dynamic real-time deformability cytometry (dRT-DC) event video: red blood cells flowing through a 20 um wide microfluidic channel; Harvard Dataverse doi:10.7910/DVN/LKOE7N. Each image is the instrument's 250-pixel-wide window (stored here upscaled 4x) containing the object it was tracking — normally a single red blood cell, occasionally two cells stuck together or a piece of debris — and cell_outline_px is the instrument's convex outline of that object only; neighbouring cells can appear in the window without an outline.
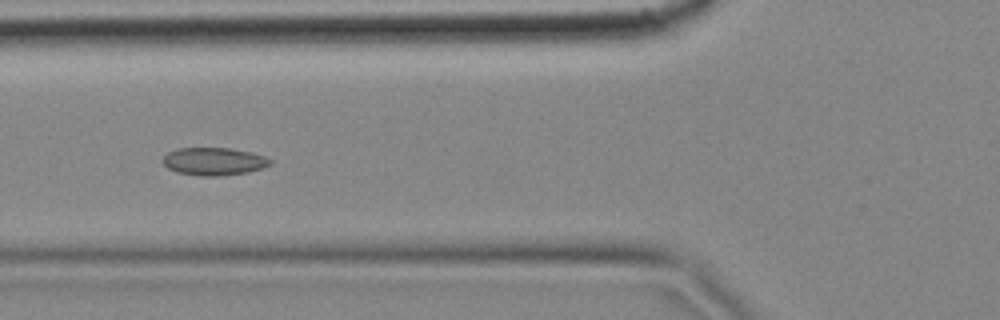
{"species": "common noctule bat (a hibernating species)", "species_latin": "Nyctalus noctula", "temperature_condition": "cold", "stored_images_in_passage": 10, "camera_frame_rate_fps": 3000, "um_per_image_px": 0.085, "animal": {"sex": "female", "body_mass_g": 18.4}, "frame": {"image": 1, "passage_image": 6, "time_ms": 1.667, "image_size_px": [1000, 320], "cell_outline_px": [[272, 164], [264, 168], [248, 172], [220, 176], [200, 176], [176, 172], [168, 168], [160, 160], [168, 152], [176, 148], [232, 148], [252, 152], [264, 156], [272, 160]], "centroid_in_image_um": [18.19, 13.72], "position_along_channel_um": 107.6, "area_um2": 17.63}}
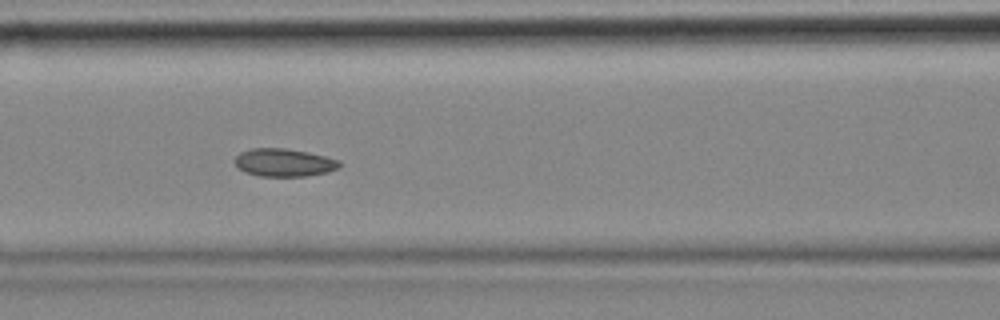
{"frame": {"image": 2, "passage_image": 7, "time_ms": 2.0, "image_size_px": [1000, 320], "cell_outline_px": [[340, 168], [328, 172], [308, 176], [260, 176], [244, 172], [236, 164], [236, 156], [240, 152], [252, 148], [284, 148], [308, 152], [340, 160]], "centroid_in_image_um": [24.17, 13.82], "position_along_channel_um": 142.4, "area_um2": 16.99}}
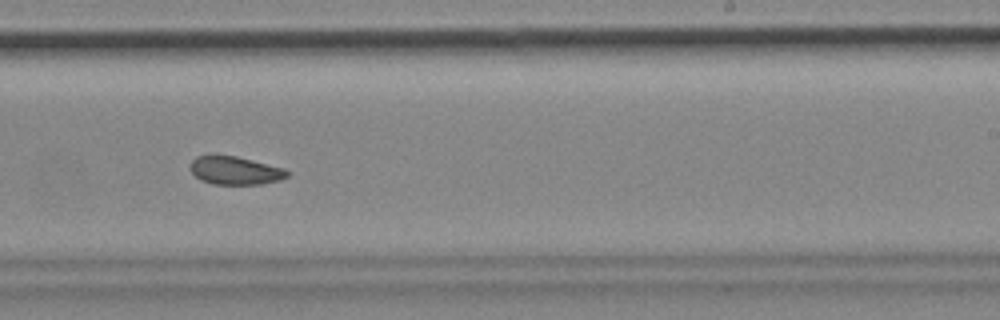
{"frame": {"image": 3, "passage_image": 10, "time_ms": 3.0, "image_size_px": [1000, 320], "cell_outline_px": [[292, 172], [288, 176], [280, 180], [264, 184], [212, 184], [200, 180], [192, 172], [192, 160], [196, 156], [236, 156], [284, 168]], "centroid_in_image_um": [20.05, 14.51], "position_along_channel_um": 269.0, "area_um2": 15.78}}